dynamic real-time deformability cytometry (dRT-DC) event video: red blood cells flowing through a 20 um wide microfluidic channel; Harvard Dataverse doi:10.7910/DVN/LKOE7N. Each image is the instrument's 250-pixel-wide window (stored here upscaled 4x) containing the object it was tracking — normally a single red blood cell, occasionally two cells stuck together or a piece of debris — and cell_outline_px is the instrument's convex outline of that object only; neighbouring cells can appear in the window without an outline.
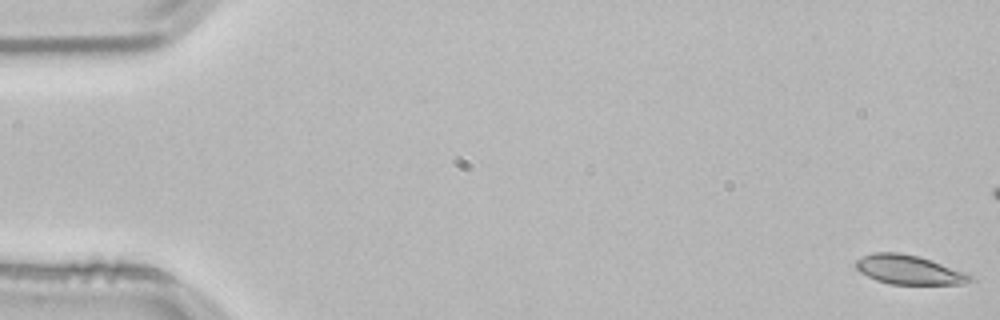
{"species": "common noctule bat (a hibernating species)", "species_latin": "Nyctalus noctula", "temperature_condition": "room temperature", "stored_images_in_passage": 55, "camera_frame_rate_fps": 3000, "um_per_image_px": 0.085, "animal": {"sex": "male", "body_mass_g": 21.5, "forearm_length_mm": 52.0}, "frame": {"image": 1, "passage_image": 1, "time_ms": 0.0, "image_size_px": [1000, 320], "cell_outline_px": [[972, 280], [960, 284], [892, 284], [876, 280], [860, 272], [856, 268], [856, 260], [872, 252], [900, 252], [920, 256], [964, 272], [972, 276]], "centroid_in_image_um": [77.23, 22.92], "position_along_channel_um": 7.8, "area_um2": 19.25}}
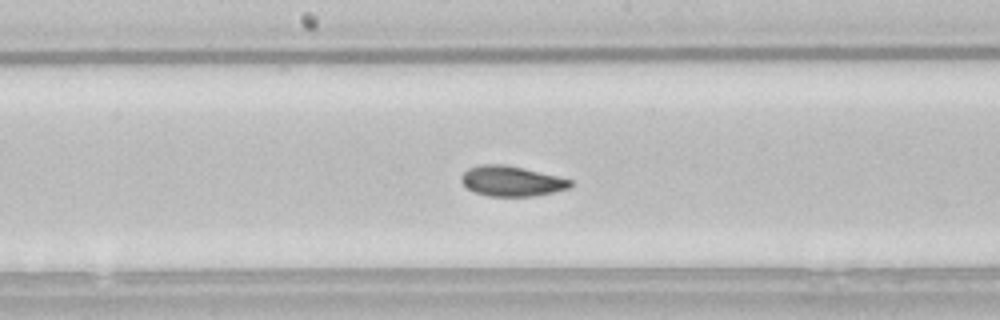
{"frame": {"image": 2, "passage_image": 28, "time_ms": 9.0, "image_size_px": [1000, 320], "cell_outline_px": [[572, 188], [532, 196], [488, 196], [476, 192], [468, 188], [460, 180], [460, 176], [468, 168], [480, 164], [504, 164], [524, 168], [572, 180]], "centroid_in_image_um": [43.47, 15.38], "position_along_channel_um": 204.7, "area_um2": 19.13}}
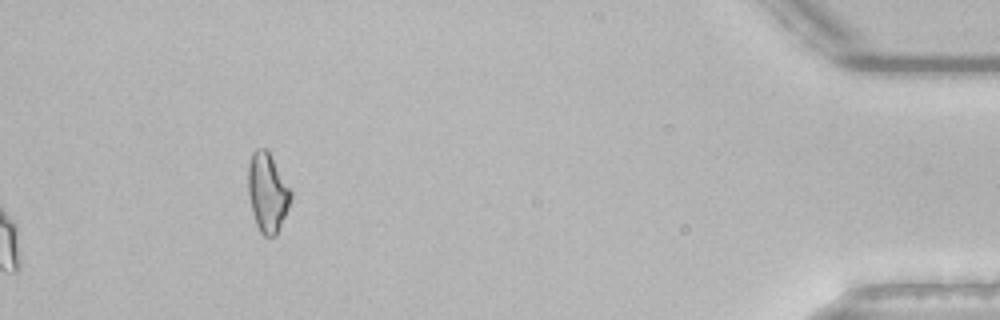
{"frame": {"image": 3, "passage_image": 55, "time_ms": 18.0, "image_size_px": [1000, 320], "cell_outline_px": [[292, 196], [288, 208], [276, 236], [264, 236], [260, 232], [256, 224], [252, 212], [248, 192], [248, 164], [252, 152], [256, 148], [264, 148], [268, 152], [292, 192]], "centroid_in_image_um": [22.72, 16.38], "position_along_channel_um": 412.5, "area_um2": 19.42}, "authors_computed_cell_mechanics": {"area_um2": 19.4786, "velocity_mm_per_s": 3.81, "shape_relaxation_time_tau1_ms": 3.4711, "shape_relaxation_time_tau2_ms": 2.3663, "deformation_change_tau1": 0.1104, "deformation_change_tau2": 0.0739}}